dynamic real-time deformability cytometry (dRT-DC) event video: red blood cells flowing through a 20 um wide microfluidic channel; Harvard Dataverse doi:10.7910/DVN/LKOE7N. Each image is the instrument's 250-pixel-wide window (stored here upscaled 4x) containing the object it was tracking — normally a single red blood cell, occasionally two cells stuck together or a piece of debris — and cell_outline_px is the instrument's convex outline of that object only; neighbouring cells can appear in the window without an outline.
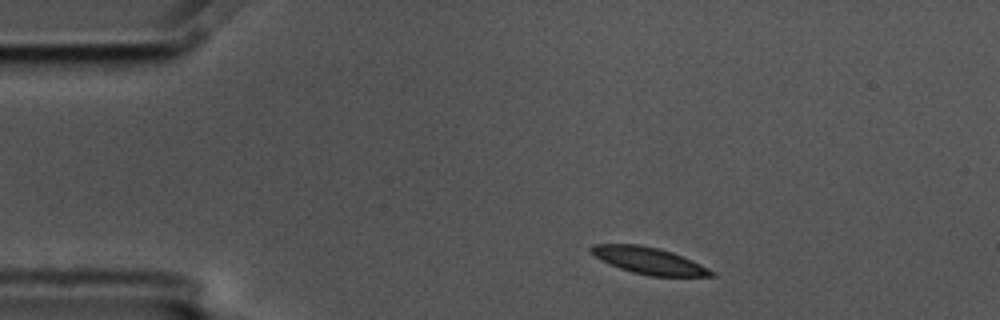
{"species": "common noctule bat (a hibernating species)", "species_latin": "Nyctalus noctula", "temperature_condition": "cold", "stored_images_in_passage": 4, "camera_frame_rate_fps": 3000, "um_per_image_px": 0.085, "animal": {"sex": "male", "body_mass_g": 17.5, "forearm_length_mm": 52.3}, "frame": {"image": 1, "passage_image": 1, "time_ms": 0.0, "image_size_px": [1000, 320], "cell_outline_px": [[716, 276], [648, 276], [632, 272], [620, 268], [600, 260], [588, 248], [592, 244], [636, 244], [656, 248], [672, 252], [692, 260], [716, 272]], "centroid_in_image_um": [55.16, 22.16], "position_along_channel_um": 29.8, "area_um2": 18.61}}
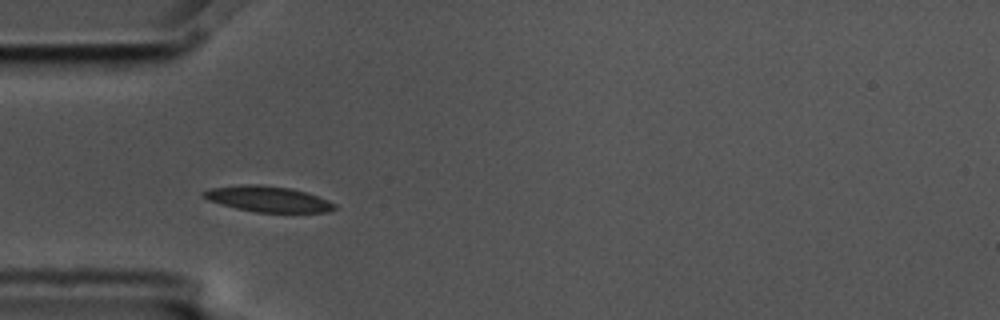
{"frame": {"image": 2, "passage_image": 3, "time_ms": 0.667, "image_size_px": [1000, 320], "cell_outline_px": [[336, 208], [328, 212], [256, 212], [236, 208], [220, 204], [208, 200], [200, 196], [200, 192], [212, 188], [240, 184], [260, 184], [292, 188], [308, 192], [328, 200], [336, 204]], "centroid_in_image_um": [22.76, 16.9], "position_along_channel_um": 62.2, "area_um2": 19.88}}